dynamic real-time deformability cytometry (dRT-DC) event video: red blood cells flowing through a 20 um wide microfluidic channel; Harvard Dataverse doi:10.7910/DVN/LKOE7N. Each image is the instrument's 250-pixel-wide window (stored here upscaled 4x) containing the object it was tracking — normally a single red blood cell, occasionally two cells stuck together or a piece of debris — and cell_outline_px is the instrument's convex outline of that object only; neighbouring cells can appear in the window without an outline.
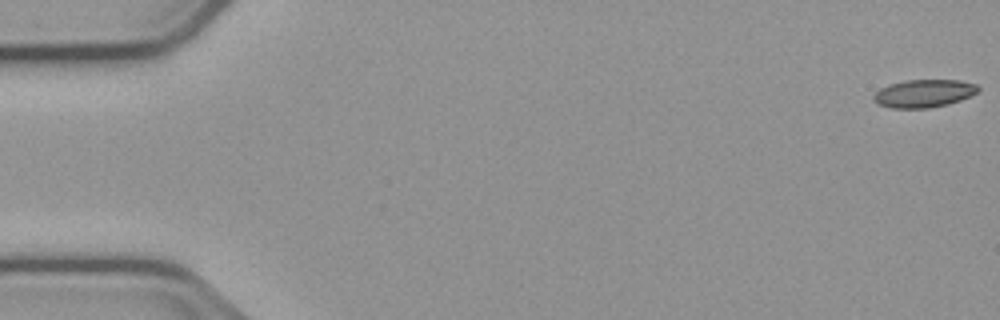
{"species": "common noctule bat (a hibernating species)", "species_latin": "Nyctalus noctula", "temperature_condition": "cold", "stored_images_in_passage": 55, "camera_frame_rate_fps": 3000, "um_per_image_px": 0.085, "animal": {"sex": "male", "body_mass_g": 23.1, "forearm_length_mm": 52.7}, "frame": {"image": 1, "passage_image": 1, "time_ms": 0.0, "image_size_px": [1000, 320], "cell_outline_px": [[980, 88], [976, 92], [960, 100], [948, 104], [928, 108], [892, 108], [876, 104], [872, 96], [880, 88], [888, 84], [908, 80], [960, 80], [976, 84]], "centroid_in_image_um": [78.49, 7.94], "position_along_channel_um": 6.5, "area_um2": 16.94}}
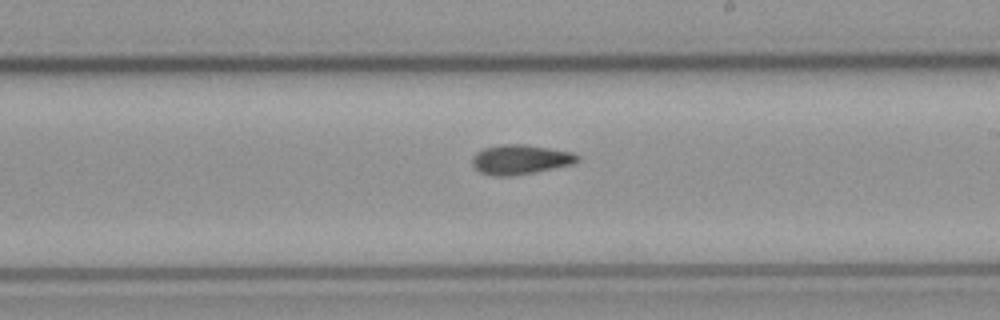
{"frame": {"image": 2, "passage_image": 32, "time_ms": 10.333, "image_size_px": [1000, 320], "cell_outline_px": [[580, 160], [576, 164], [512, 176], [492, 176], [480, 172], [472, 164], [472, 156], [476, 152], [484, 148], [500, 144], [524, 144], [572, 152], [580, 156]], "centroid_in_image_um": [44.24, 13.56], "position_along_channel_um": 244.8, "area_um2": 18.32}}
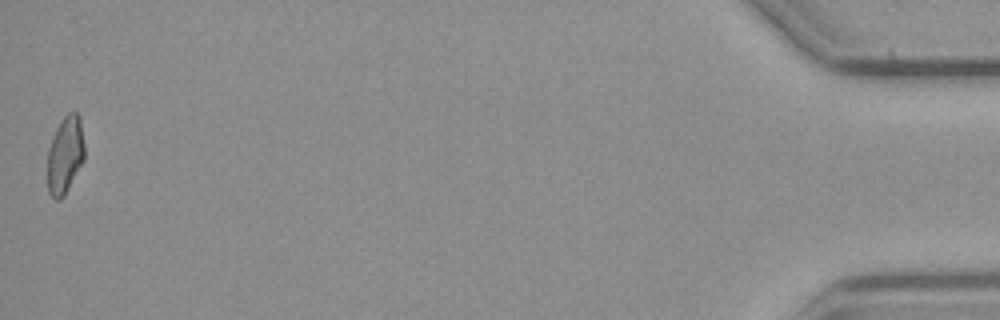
{"frame": {"image": 3, "passage_image": 55, "time_ms": 18.0, "image_size_px": [1000, 320], "cell_outline_px": [[84, 160], [64, 196], [60, 200], [56, 200], [48, 192], [48, 148], [52, 136], [60, 120], [68, 112], [76, 112], [80, 116], [84, 144]], "centroid_in_image_um": [5.53, 13.15], "position_along_channel_um": 429.7, "area_um2": 16.82}, "authors_computed_cell_mechanics": {"area_um2": 17.4556, "velocity_mm_per_s": 3.7551, "shape_relaxation_time_tau1_ms": null, "shape_relaxation_time_tau2_ms": 5.1853, "deformation_change_tau1": null, "deformation_change_tau2": 0.116}}